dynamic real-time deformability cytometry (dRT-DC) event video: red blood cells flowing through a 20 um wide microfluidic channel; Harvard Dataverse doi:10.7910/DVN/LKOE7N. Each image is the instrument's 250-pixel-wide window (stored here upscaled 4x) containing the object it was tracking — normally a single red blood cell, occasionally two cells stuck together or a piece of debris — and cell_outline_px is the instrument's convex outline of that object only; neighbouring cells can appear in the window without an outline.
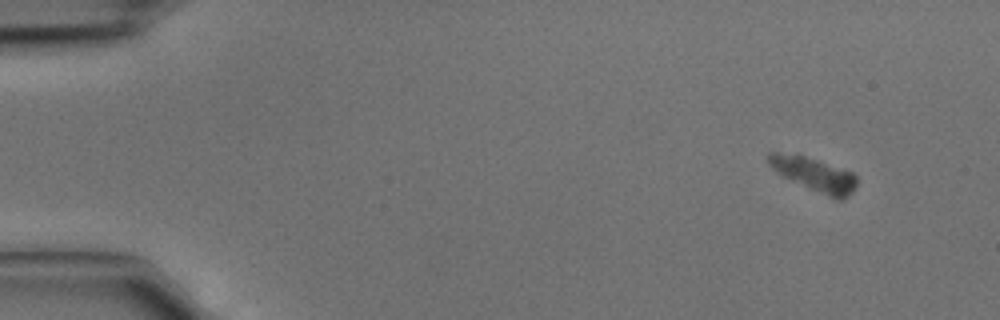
{"species": "common noctule bat (a hibernating species)", "species_latin": "Nyctalus noctula", "temperature_condition": "cold", "stored_images_in_passage": 3, "camera_frame_rate_fps": 3000, "um_per_image_px": 0.085, "animal": {"sex": "male", "body_mass_g": 15.6}, "frame": {"image": 1, "passage_image": 1, "time_ms": 0.0, "image_size_px": [1000, 320], "cell_outline_px": [[856, 188], [848, 196], [840, 200], [836, 200], [784, 176], [776, 172], [768, 164], [768, 152], [776, 152], [804, 156], [852, 172], [856, 176]], "centroid_in_image_um": [69.22, 14.83], "position_along_channel_um": 15.8, "area_um2": 16.88}}